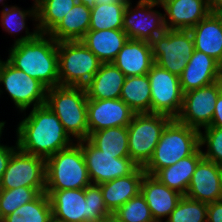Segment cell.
<instances>
[{"label":"cell","mask_w":222,"mask_h":222,"mask_svg":"<svg viewBox=\"0 0 222 222\" xmlns=\"http://www.w3.org/2000/svg\"><path fill=\"white\" fill-rule=\"evenodd\" d=\"M59 85L84 87L102 62L82 41L57 42Z\"/></svg>","instance_id":"8992f818"},{"label":"cell","mask_w":222,"mask_h":222,"mask_svg":"<svg viewBox=\"0 0 222 222\" xmlns=\"http://www.w3.org/2000/svg\"><path fill=\"white\" fill-rule=\"evenodd\" d=\"M189 30L194 50L213 57L222 65V14L210 13Z\"/></svg>","instance_id":"7402d4cb"},{"label":"cell","mask_w":222,"mask_h":222,"mask_svg":"<svg viewBox=\"0 0 222 222\" xmlns=\"http://www.w3.org/2000/svg\"><path fill=\"white\" fill-rule=\"evenodd\" d=\"M7 61L39 80L47 89L59 85L57 42L39 33L34 39L10 45Z\"/></svg>","instance_id":"7a4b0ae2"},{"label":"cell","mask_w":222,"mask_h":222,"mask_svg":"<svg viewBox=\"0 0 222 222\" xmlns=\"http://www.w3.org/2000/svg\"><path fill=\"white\" fill-rule=\"evenodd\" d=\"M77 0H40L36 3L37 26L40 33L49 34Z\"/></svg>","instance_id":"4dcf8cb0"},{"label":"cell","mask_w":222,"mask_h":222,"mask_svg":"<svg viewBox=\"0 0 222 222\" xmlns=\"http://www.w3.org/2000/svg\"><path fill=\"white\" fill-rule=\"evenodd\" d=\"M1 139L2 136L0 137V181L2 179V176L4 175L12 153L18 148L17 142L15 143V146H9L7 144L4 145L3 143H1Z\"/></svg>","instance_id":"f35d334b"},{"label":"cell","mask_w":222,"mask_h":222,"mask_svg":"<svg viewBox=\"0 0 222 222\" xmlns=\"http://www.w3.org/2000/svg\"><path fill=\"white\" fill-rule=\"evenodd\" d=\"M3 61H4V60H1V59H0V71H1V66H2Z\"/></svg>","instance_id":"681fc988"},{"label":"cell","mask_w":222,"mask_h":222,"mask_svg":"<svg viewBox=\"0 0 222 222\" xmlns=\"http://www.w3.org/2000/svg\"><path fill=\"white\" fill-rule=\"evenodd\" d=\"M128 39L123 29H106L89 30L81 41L102 63H110Z\"/></svg>","instance_id":"d4e9b609"},{"label":"cell","mask_w":222,"mask_h":222,"mask_svg":"<svg viewBox=\"0 0 222 222\" xmlns=\"http://www.w3.org/2000/svg\"><path fill=\"white\" fill-rule=\"evenodd\" d=\"M91 8L76 3L49 33L56 42L81 41L90 28Z\"/></svg>","instance_id":"83f0119b"},{"label":"cell","mask_w":222,"mask_h":222,"mask_svg":"<svg viewBox=\"0 0 222 222\" xmlns=\"http://www.w3.org/2000/svg\"><path fill=\"white\" fill-rule=\"evenodd\" d=\"M145 173L143 167H138L126 177L100 184L105 205L112 214L140 193L141 181Z\"/></svg>","instance_id":"cb8c5ba5"},{"label":"cell","mask_w":222,"mask_h":222,"mask_svg":"<svg viewBox=\"0 0 222 222\" xmlns=\"http://www.w3.org/2000/svg\"><path fill=\"white\" fill-rule=\"evenodd\" d=\"M87 139L106 154L117 155V158L129 157L127 127L95 131Z\"/></svg>","instance_id":"f546056e"},{"label":"cell","mask_w":222,"mask_h":222,"mask_svg":"<svg viewBox=\"0 0 222 222\" xmlns=\"http://www.w3.org/2000/svg\"><path fill=\"white\" fill-rule=\"evenodd\" d=\"M113 64L119 68L126 77L147 74L154 64L151 43L128 39L118 52Z\"/></svg>","instance_id":"44dd1931"},{"label":"cell","mask_w":222,"mask_h":222,"mask_svg":"<svg viewBox=\"0 0 222 222\" xmlns=\"http://www.w3.org/2000/svg\"><path fill=\"white\" fill-rule=\"evenodd\" d=\"M222 92V81L193 89L183 94V104L176 119L189 127L201 130L211 125L216 100Z\"/></svg>","instance_id":"5bb4252c"},{"label":"cell","mask_w":222,"mask_h":222,"mask_svg":"<svg viewBox=\"0 0 222 222\" xmlns=\"http://www.w3.org/2000/svg\"><path fill=\"white\" fill-rule=\"evenodd\" d=\"M172 118L159 113H136L127 126L129 157L144 167L150 160L163 129Z\"/></svg>","instance_id":"52a82bcc"},{"label":"cell","mask_w":222,"mask_h":222,"mask_svg":"<svg viewBox=\"0 0 222 222\" xmlns=\"http://www.w3.org/2000/svg\"><path fill=\"white\" fill-rule=\"evenodd\" d=\"M202 158V149L199 148L194 154L180 159L169 167L158 170L153 176L168 188L185 196L195 168Z\"/></svg>","instance_id":"4316f807"},{"label":"cell","mask_w":222,"mask_h":222,"mask_svg":"<svg viewBox=\"0 0 222 222\" xmlns=\"http://www.w3.org/2000/svg\"><path fill=\"white\" fill-rule=\"evenodd\" d=\"M211 13L222 14V0H207Z\"/></svg>","instance_id":"b9f144b4"},{"label":"cell","mask_w":222,"mask_h":222,"mask_svg":"<svg viewBox=\"0 0 222 222\" xmlns=\"http://www.w3.org/2000/svg\"><path fill=\"white\" fill-rule=\"evenodd\" d=\"M36 188L40 193L46 187V159L17 148L10 157L0 181V189L18 187Z\"/></svg>","instance_id":"30bf717a"},{"label":"cell","mask_w":222,"mask_h":222,"mask_svg":"<svg viewBox=\"0 0 222 222\" xmlns=\"http://www.w3.org/2000/svg\"><path fill=\"white\" fill-rule=\"evenodd\" d=\"M1 27L11 36H19L20 33H24L18 37H15L13 44L20 42H27L34 39L40 32L37 26V8L36 4L33 3L31 8L27 10L22 9L15 5H9L6 8H2L1 16ZM32 20L35 22L33 31L30 32L28 25H26V20Z\"/></svg>","instance_id":"484cf974"},{"label":"cell","mask_w":222,"mask_h":222,"mask_svg":"<svg viewBox=\"0 0 222 222\" xmlns=\"http://www.w3.org/2000/svg\"><path fill=\"white\" fill-rule=\"evenodd\" d=\"M85 200H88L89 222H99L112 215L105 205L99 184L91 183L85 188Z\"/></svg>","instance_id":"74e56055"},{"label":"cell","mask_w":222,"mask_h":222,"mask_svg":"<svg viewBox=\"0 0 222 222\" xmlns=\"http://www.w3.org/2000/svg\"><path fill=\"white\" fill-rule=\"evenodd\" d=\"M127 4L94 5L91 8L89 30L123 29V14Z\"/></svg>","instance_id":"d6a6232c"},{"label":"cell","mask_w":222,"mask_h":222,"mask_svg":"<svg viewBox=\"0 0 222 222\" xmlns=\"http://www.w3.org/2000/svg\"><path fill=\"white\" fill-rule=\"evenodd\" d=\"M140 193L145 198L155 222L166 221L183 197L182 194L168 188L153 175L146 173L141 181Z\"/></svg>","instance_id":"ffe728a7"},{"label":"cell","mask_w":222,"mask_h":222,"mask_svg":"<svg viewBox=\"0 0 222 222\" xmlns=\"http://www.w3.org/2000/svg\"><path fill=\"white\" fill-rule=\"evenodd\" d=\"M87 102L85 88L81 86L58 85L47 89L46 105L75 142L89 136Z\"/></svg>","instance_id":"277c9868"},{"label":"cell","mask_w":222,"mask_h":222,"mask_svg":"<svg viewBox=\"0 0 222 222\" xmlns=\"http://www.w3.org/2000/svg\"><path fill=\"white\" fill-rule=\"evenodd\" d=\"M53 217L64 222H89L85 189L45 190Z\"/></svg>","instance_id":"d6986e66"},{"label":"cell","mask_w":222,"mask_h":222,"mask_svg":"<svg viewBox=\"0 0 222 222\" xmlns=\"http://www.w3.org/2000/svg\"><path fill=\"white\" fill-rule=\"evenodd\" d=\"M38 1H40V0H33V3H35V4H36Z\"/></svg>","instance_id":"816d5d0a"},{"label":"cell","mask_w":222,"mask_h":222,"mask_svg":"<svg viewBox=\"0 0 222 222\" xmlns=\"http://www.w3.org/2000/svg\"><path fill=\"white\" fill-rule=\"evenodd\" d=\"M53 217L48 195L40 193L34 200L25 203L0 222H49Z\"/></svg>","instance_id":"1f68e13d"},{"label":"cell","mask_w":222,"mask_h":222,"mask_svg":"<svg viewBox=\"0 0 222 222\" xmlns=\"http://www.w3.org/2000/svg\"><path fill=\"white\" fill-rule=\"evenodd\" d=\"M136 6L129 0L123 14V30L129 39L151 42L166 31L164 13L154 10L160 2L138 0Z\"/></svg>","instance_id":"8fae6325"},{"label":"cell","mask_w":222,"mask_h":222,"mask_svg":"<svg viewBox=\"0 0 222 222\" xmlns=\"http://www.w3.org/2000/svg\"><path fill=\"white\" fill-rule=\"evenodd\" d=\"M129 0H101V4L128 3Z\"/></svg>","instance_id":"ee69618b"},{"label":"cell","mask_w":222,"mask_h":222,"mask_svg":"<svg viewBox=\"0 0 222 222\" xmlns=\"http://www.w3.org/2000/svg\"><path fill=\"white\" fill-rule=\"evenodd\" d=\"M29 112H23L24 117L16 125L15 139L21 151L47 159L75 143L46 104Z\"/></svg>","instance_id":"6da1fadb"},{"label":"cell","mask_w":222,"mask_h":222,"mask_svg":"<svg viewBox=\"0 0 222 222\" xmlns=\"http://www.w3.org/2000/svg\"><path fill=\"white\" fill-rule=\"evenodd\" d=\"M207 127H219L222 128V92L219 94L216 104H215V109H214V114L212 117V122L210 126Z\"/></svg>","instance_id":"60d3db41"},{"label":"cell","mask_w":222,"mask_h":222,"mask_svg":"<svg viewBox=\"0 0 222 222\" xmlns=\"http://www.w3.org/2000/svg\"><path fill=\"white\" fill-rule=\"evenodd\" d=\"M77 2L89 8H92L96 4H101V0H77Z\"/></svg>","instance_id":"7bdbcfd3"},{"label":"cell","mask_w":222,"mask_h":222,"mask_svg":"<svg viewBox=\"0 0 222 222\" xmlns=\"http://www.w3.org/2000/svg\"><path fill=\"white\" fill-rule=\"evenodd\" d=\"M148 1H156V2H161L162 0H148Z\"/></svg>","instance_id":"f907efd6"},{"label":"cell","mask_w":222,"mask_h":222,"mask_svg":"<svg viewBox=\"0 0 222 222\" xmlns=\"http://www.w3.org/2000/svg\"><path fill=\"white\" fill-rule=\"evenodd\" d=\"M91 183L77 142L46 159L45 190L85 189Z\"/></svg>","instance_id":"5b68a950"},{"label":"cell","mask_w":222,"mask_h":222,"mask_svg":"<svg viewBox=\"0 0 222 222\" xmlns=\"http://www.w3.org/2000/svg\"><path fill=\"white\" fill-rule=\"evenodd\" d=\"M164 222H207V203L183 196Z\"/></svg>","instance_id":"e575fe53"},{"label":"cell","mask_w":222,"mask_h":222,"mask_svg":"<svg viewBox=\"0 0 222 222\" xmlns=\"http://www.w3.org/2000/svg\"><path fill=\"white\" fill-rule=\"evenodd\" d=\"M185 196L207 204L222 200V166L202 158Z\"/></svg>","instance_id":"2e32d148"},{"label":"cell","mask_w":222,"mask_h":222,"mask_svg":"<svg viewBox=\"0 0 222 222\" xmlns=\"http://www.w3.org/2000/svg\"><path fill=\"white\" fill-rule=\"evenodd\" d=\"M221 81H222V65H221Z\"/></svg>","instance_id":"f5cc1de1"},{"label":"cell","mask_w":222,"mask_h":222,"mask_svg":"<svg viewBox=\"0 0 222 222\" xmlns=\"http://www.w3.org/2000/svg\"><path fill=\"white\" fill-rule=\"evenodd\" d=\"M199 148V130L172 118L163 129L160 140L143 169L146 174L154 175L158 170L194 154Z\"/></svg>","instance_id":"3957f363"},{"label":"cell","mask_w":222,"mask_h":222,"mask_svg":"<svg viewBox=\"0 0 222 222\" xmlns=\"http://www.w3.org/2000/svg\"><path fill=\"white\" fill-rule=\"evenodd\" d=\"M126 76L113 62L102 63L84 86L88 99H119Z\"/></svg>","instance_id":"603a6c76"},{"label":"cell","mask_w":222,"mask_h":222,"mask_svg":"<svg viewBox=\"0 0 222 222\" xmlns=\"http://www.w3.org/2000/svg\"><path fill=\"white\" fill-rule=\"evenodd\" d=\"M120 99L135 113H151L150 81L147 74L126 77Z\"/></svg>","instance_id":"f1b7e54d"},{"label":"cell","mask_w":222,"mask_h":222,"mask_svg":"<svg viewBox=\"0 0 222 222\" xmlns=\"http://www.w3.org/2000/svg\"><path fill=\"white\" fill-rule=\"evenodd\" d=\"M99 222H120V221L112 214L106 218H103Z\"/></svg>","instance_id":"f6af8a7d"},{"label":"cell","mask_w":222,"mask_h":222,"mask_svg":"<svg viewBox=\"0 0 222 222\" xmlns=\"http://www.w3.org/2000/svg\"><path fill=\"white\" fill-rule=\"evenodd\" d=\"M179 78L183 93L205 87L221 80V64L213 57L194 50Z\"/></svg>","instance_id":"ac0fdd59"},{"label":"cell","mask_w":222,"mask_h":222,"mask_svg":"<svg viewBox=\"0 0 222 222\" xmlns=\"http://www.w3.org/2000/svg\"><path fill=\"white\" fill-rule=\"evenodd\" d=\"M207 222H222V200L207 204Z\"/></svg>","instance_id":"ab89813d"},{"label":"cell","mask_w":222,"mask_h":222,"mask_svg":"<svg viewBox=\"0 0 222 222\" xmlns=\"http://www.w3.org/2000/svg\"><path fill=\"white\" fill-rule=\"evenodd\" d=\"M203 130L199 131L203 158L222 166V128L205 127Z\"/></svg>","instance_id":"8d00e7d4"},{"label":"cell","mask_w":222,"mask_h":222,"mask_svg":"<svg viewBox=\"0 0 222 222\" xmlns=\"http://www.w3.org/2000/svg\"><path fill=\"white\" fill-rule=\"evenodd\" d=\"M113 215L120 222H155L150 208L141 193L129 199Z\"/></svg>","instance_id":"d590c367"},{"label":"cell","mask_w":222,"mask_h":222,"mask_svg":"<svg viewBox=\"0 0 222 222\" xmlns=\"http://www.w3.org/2000/svg\"><path fill=\"white\" fill-rule=\"evenodd\" d=\"M6 0H0V4H2L3 8H6L7 6H9L8 4H5Z\"/></svg>","instance_id":"7dc6e473"},{"label":"cell","mask_w":222,"mask_h":222,"mask_svg":"<svg viewBox=\"0 0 222 222\" xmlns=\"http://www.w3.org/2000/svg\"><path fill=\"white\" fill-rule=\"evenodd\" d=\"M40 192L36 188L18 187L0 189V221L25 203L34 200Z\"/></svg>","instance_id":"836d02e7"},{"label":"cell","mask_w":222,"mask_h":222,"mask_svg":"<svg viewBox=\"0 0 222 222\" xmlns=\"http://www.w3.org/2000/svg\"><path fill=\"white\" fill-rule=\"evenodd\" d=\"M6 121H0V137L3 135L2 133L4 132Z\"/></svg>","instance_id":"bcb514c9"},{"label":"cell","mask_w":222,"mask_h":222,"mask_svg":"<svg viewBox=\"0 0 222 222\" xmlns=\"http://www.w3.org/2000/svg\"><path fill=\"white\" fill-rule=\"evenodd\" d=\"M151 91V113H159L176 118L182 108L183 92L179 76L170 73L157 64L147 73Z\"/></svg>","instance_id":"7c38bea8"},{"label":"cell","mask_w":222,"mask_h":222,"mask_svg":"<svg viewBox=\"0 0 222 222\" xmlns=\"http://www.w3.org/2000/svg\"><path fill=\"white\" fill-rule=\"evenodd\" d=\"M166 29L189 30L211 12L207 0H162Z\"/></svg>","instance_id":"e0dca14e"},{"label":"cell","mask_w":222,"mask_h":222,"mask_svg":"<svg viewBox=\"0 0 222 222\" xmlns=\"http://www.w3.org/2000/svg\"><path fill=\"white\" fill-rule=\"evenodd\" d=\"M2 90L10 96L21 114L31 106L33 109L46 104L47 88L39 80L16 69L7 60L3 61L0 71V97L3 95Z\"/></svg>","instance_id":"9c48e42d"},{"label":"cell","mask_w":222,"mask_h":222,"mask_svg":"<svg viewBox=\"0 0 222 222\" xmlns=\"http://www.w3.org/2000/svg\"><path fill=\"white\" fill-rule=\"evenodd\" d=\"M81 146L88 169L89 178L94 184H102L132 174L139 166L130 157L117 158L95 147L88 139L77 141Z\"/></svg>","instance_id":"4fadbf2b"},{"label":"cell","mask_w":222,"mask_h":222,"mask_svg":"<svg viewBox=\"0 0 222 222\" xmlns=\"http://www.w3.org/2000/svg\"><path fill=\"white\" fill-rule=\"evenodd\" d=\"M154 63L180 76L194 51L190 30L166 29L151 42Z\"/></svg>","instance_id":"ba28073f"},{"label":"cell","mask_w":222,"mask_h":222,"mask_svg":"<svg viewBox=\"0 0 222 222\" xmlns=\"http://www.w3.org/2000/svg\"><path fill=\"white\" fill-rule=\"evenodd\" d=\"M136 113L119 99H88L87 119L89 135L95 131L127 127Z\"/></svg>","instance_id":"9a60e30c"},{"label":"cell","mask_w":222,"mask_h":222,"mask_svg":"<svg viewBox=\"0 0 222 222\" xmlns=\"http://www.w3.org/2000/svg\"><path fill=\"white\" fill-rule=\"evenodd\" d=\"M49 222H64V221H61V220H58V219L52 217Z\"/></svg>","instance_id":"c3c4849f"}]
</instances>
